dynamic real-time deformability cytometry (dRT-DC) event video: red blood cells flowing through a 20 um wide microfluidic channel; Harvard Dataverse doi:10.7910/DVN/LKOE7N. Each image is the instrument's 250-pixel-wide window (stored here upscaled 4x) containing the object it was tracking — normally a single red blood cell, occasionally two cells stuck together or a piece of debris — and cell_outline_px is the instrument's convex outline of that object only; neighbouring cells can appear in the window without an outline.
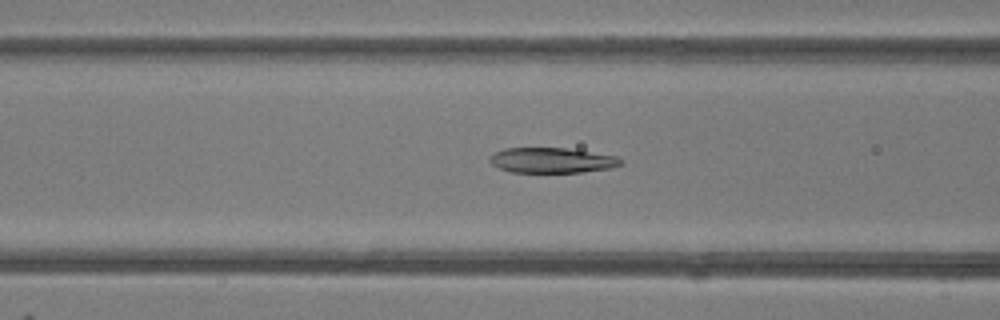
{"species": "common noctule bat (a hibernating species)", "species_latin": "Nyctalus noctula", "temperature_condition": "room temperature", "stored_images_in_passage": 34, "camera_frame_rate_fps": 3000, "um_per_image_px": 0.085, "animal": {"sex": "female"}, "frame": {"image": 1, "passage_image": 5, "time_ms": 1.333, "image_size_px": [1000, 320], "cell_outline_px": [[624, 164], [612, 168], [580, 172], [512, 172], [500, 168], [492, 164], [488, 160], [488, 156], [504, 148], [564, 148], [616, 156]], "centroid_in_image_um": [46.89, 13.63], "position_along_channel_um": 119.7, "area_um2": 19.13}}
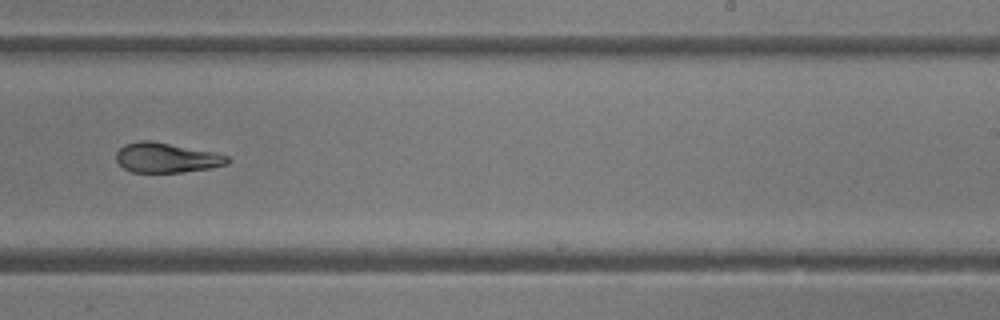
{"frame": {"image": 2, "passage_image": 16, "time_ms": 5.0, "image_size_px": [1000, 320], "cell_outline_px": [[232, 160], [228, 164], [212, 168], [180, 172], [132, 172], [124, 168], [116, 160], [116, 152], [124, 144], [140, 140], [152, 140], [216, 152], [228, 156]], "centroid_in_image_um": [14.18, 13.39], "position_along_channel_um": 274.8, "area_um2": 19.59}}
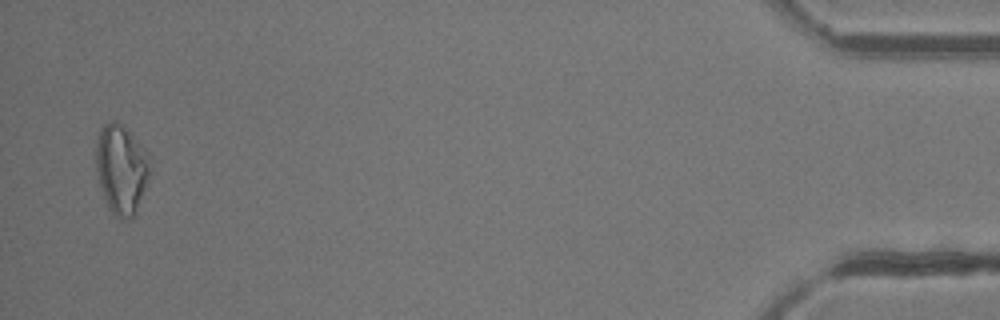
{"frame": {"image": 3, "passage_image": 33, "time_ms": 10.667, "image_size_px": [1000, 320], "cell_outline_px": [[148, 180], [136, 212], [128, 220], [120, 220], [108, 208], [100, 184], [96, 168], [96, 140], [100, 128], [104, 124], [112, 120], [116, 120], [136, 140], [144, 152], [148, 168]], "centroid_in_image_um": [10.26, 14.41], "position_along_channel_um": 424.9, "area_um2": 27.28}, "authors_computed_cell_mechanics": {"area_um2": 20.519, "velocity_mm_per_s": 4.2419, "shape_relaxation_time_tau1_ms": null, "shape_relaxation_time_tau2_ms": 2.3208, "deformation_change_tau1": null, "deformation_change_tau2": 0.0724}}